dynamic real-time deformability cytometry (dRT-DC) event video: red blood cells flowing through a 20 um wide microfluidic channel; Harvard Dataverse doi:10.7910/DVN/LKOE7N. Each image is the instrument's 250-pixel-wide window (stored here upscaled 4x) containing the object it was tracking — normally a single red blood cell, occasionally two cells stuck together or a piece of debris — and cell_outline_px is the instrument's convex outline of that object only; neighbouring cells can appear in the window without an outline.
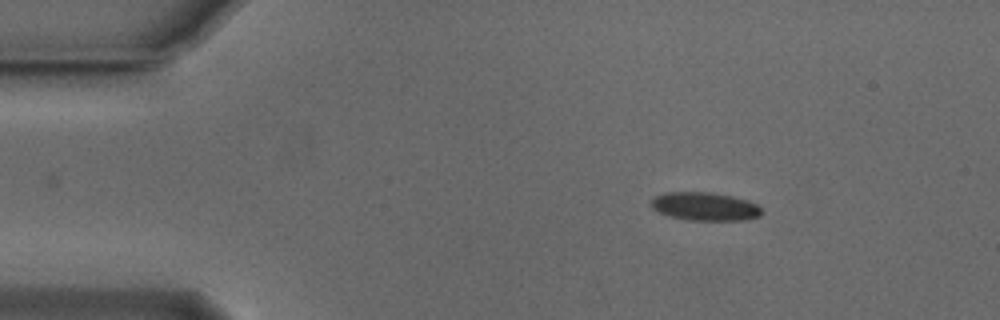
{"species": "Egyptian fruit bat (a non-hibernating species)", "species_latin": "Rousettus aegyptiacus", "temperature_condition": "cold", "stored_images_in_passage": 53, "camera_frame_rate_fps": 3000, "um_per_image_px": 0.085, "animal": {"sex": "male"}, "frame": {"image": 1, "passage_image": 8, "time_ms": 2.333, "image_size_px": [1000, 320], "cell_outline_px": [[760, 216], [744, 220], [692, 220], [672, 216], [660, 212], [652, 208], [652, 200], [656, 196], [664, 192], [712, 192], [732, 196], [748, 200], [756, 204], [760, 208]], "centroid_in_image_um": [59.93, 17.53], "position_along_channel_um": 25.1, "area_um2": 17.98}}
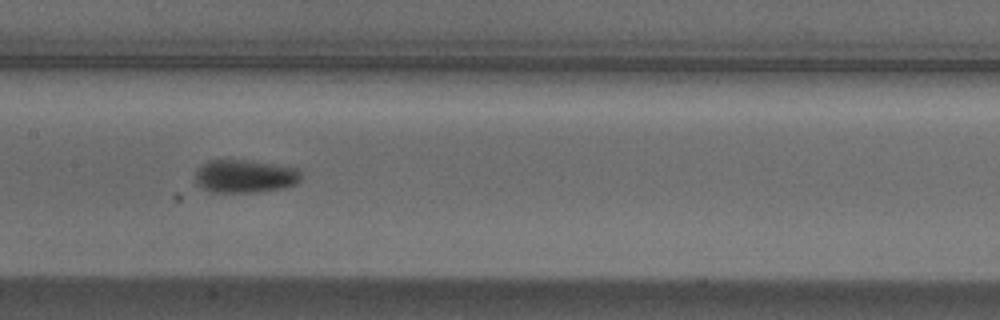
{"frame": {"image": 2, "passage_image": 26, "time_ms": 8.333, "image_size_px": [1000, 320], "cell_outline_px": [[300, 180], [296, 184], [284, 188], [256, 192], [212, 192], [200, 188], [196, 184], [196, 172], [208, 160], [240, 160], [296, 168], [300, 172]], "centroid_in_image_um": [20.79, 15.0], "position_along_channel_um": 186.6, "area_um2": 20.06}}
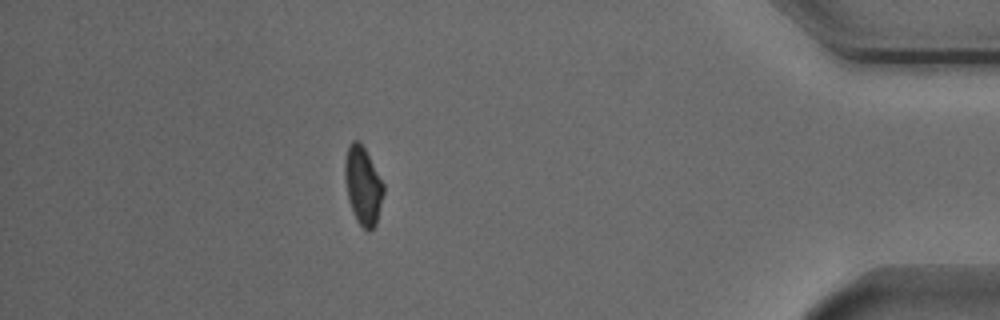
{"frame": {"image": 3, "passage_image": 47, "time_ms": 15.333, "image_size_px": [1000, 320], "cell_outline_px": [[384, 192], [376, 224], [368, 232], [356, 220], [348, 200], [344, 176], [344, 160], [348, 144], [352, 140], [360, 140], [384, 184]], "centroid_in_image_um": [30.83, 15.74], "position_along_channel_um": 404.4, "area_um2": 17.69}, "authors_computed_cell_mechanics": {"area_um2": 18.207, "velocity_mm_per_s": 3.8156, "shape_relaxation_time_tau1_ms": 2.4981, "shape_relaxation_time_tau2_ms": null, "deformation_change_tau1": 0.0826, "deformation_change_tau2": null}}